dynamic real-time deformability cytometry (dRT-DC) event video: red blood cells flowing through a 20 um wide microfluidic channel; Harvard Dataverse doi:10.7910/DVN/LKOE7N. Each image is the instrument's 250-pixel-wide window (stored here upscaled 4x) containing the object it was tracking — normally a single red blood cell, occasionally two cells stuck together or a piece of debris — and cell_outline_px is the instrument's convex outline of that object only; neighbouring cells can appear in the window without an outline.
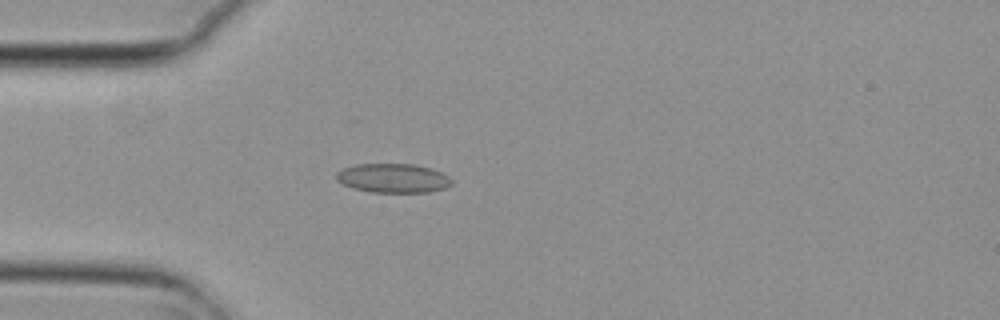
{"species": "common noctule bat (a hibernating species)", "species_latin": "Nyctalus noctula", "temperature_condition": "cold", "stored_images_in_passage": 4, "camera_frame_rate_fps": 3000, "um_per_image_px": 0.085, "animal": {"sex": "female", "body_mass_g": 29.2, "forearm_length_mm": 56.3}, "frame": {"image": 1, "passage_image": 4, "time_ms": 1.0, "image_size_px": [1000, 320], "cell_outline_px": [[452, 184], [444, 188], [428, 192], [372, 192], [352, 188], [336, 180], [336, 172], [344, 168], [356, 164], [412, 164], [428, 168], [440, 172], [448, 176], [452, 180]], "centroid_in_image_um": [33.38, 15.14], "position_along_channel_um": 51.6, "area_um2": 19.42}}